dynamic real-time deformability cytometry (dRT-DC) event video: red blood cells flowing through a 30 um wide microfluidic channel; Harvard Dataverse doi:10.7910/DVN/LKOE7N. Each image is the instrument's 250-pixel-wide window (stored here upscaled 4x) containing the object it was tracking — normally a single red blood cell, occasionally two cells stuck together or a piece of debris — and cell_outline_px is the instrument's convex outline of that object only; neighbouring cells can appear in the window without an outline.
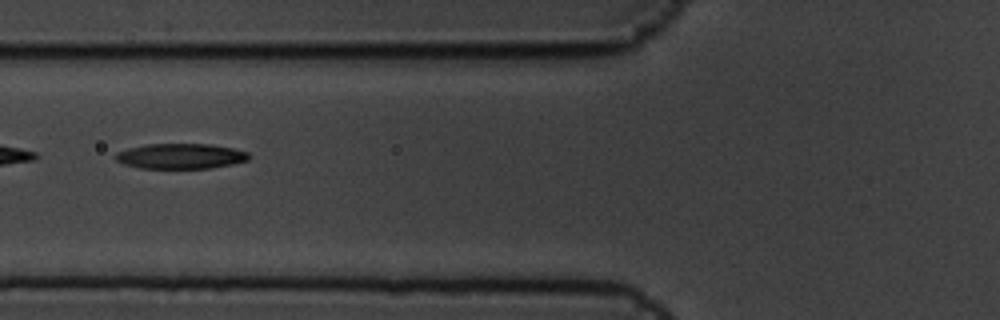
{"species": "common noctule bat (a hibernating species)", "species_latin": "Nyctalus noctula", "temperature_condition": "cold", "stored_images_in_passage": 6, "camera_frame_rate_fps": 3000, "um_per_image_px": 0.085, "animal": {"sex": "male", "body_mass_g": 19.5, "forearm_length_mm": 54.6}, "frame": {"image": 1, "passage_image": 4, "time_ms": 1.0, "image_size_px": [1000, 320], "cell_outline_px": [[248, 160], [232, 164], [212, 168], [140, 168], [124, 164], [116, 160], [116, 152], [128, 148], [148, 144], [208, 144], [232, 148], [248, 152]], "centroid_in_image_um": [15.34, 13.27], "position_along_channel_um": 110.5, "area_um2": 19.48}}